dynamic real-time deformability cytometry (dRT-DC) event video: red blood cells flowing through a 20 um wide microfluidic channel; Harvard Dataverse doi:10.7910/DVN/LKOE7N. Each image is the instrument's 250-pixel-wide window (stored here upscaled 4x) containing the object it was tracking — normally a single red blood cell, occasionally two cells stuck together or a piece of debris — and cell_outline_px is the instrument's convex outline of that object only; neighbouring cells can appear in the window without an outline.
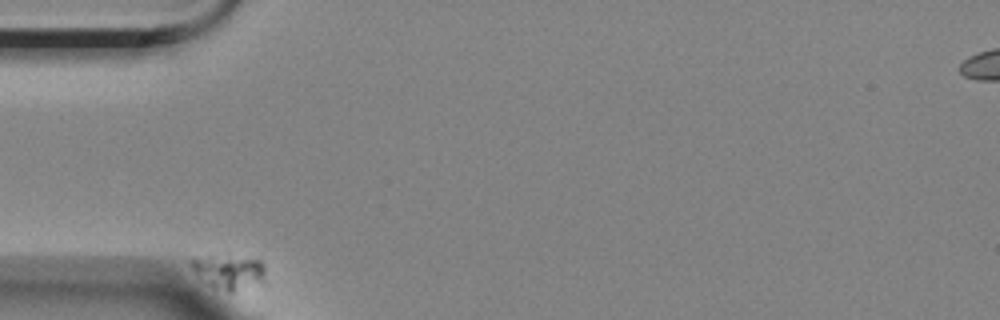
{"species": "Egyptian fruit bat (a non-hibernating species)", "species_latin": "Rousettus aegyptiacus", "temperature_condition": "room temperature", "stored_images_in_passage": 6, "camera_frame_rate_fps": 3000, "um_per_image_px": 0.085, "animal": {"sex": "female"}, "frame": {"image": 1, "passage_image": 1, "time_ms": 0.0, "image_size_px": [1000, 320], "cell_outline_px": [[264, 284], [232, 292], [228, 292], [212, 284], [196, 272], [188, 264], [188, 260], [208, 256], [212, 256], [260, 260], [264, 264]], "centroid_in_image_um": [19.53, 23.13], "position_along_channel_um": 65.5, "area_um2": 14.22}}
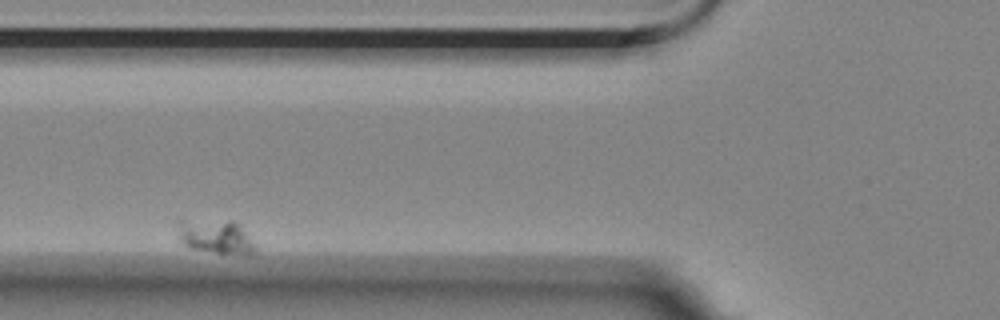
{"frame": {"image": 2, "passage_image": 3, "time_ms": 2.333, "image_size_px": [1000, 320], "cell_outline_px": [[256, 252], [252, 256], [244, 256], [188, 248], [180, 240], [176, 224], [176, 220], [232, 220], [240, 228], [256, 248]], "centroid_in_image_um": [18.29, 20.13], "position_along_channel_um": 107.5, "area_um2": 15.43}}
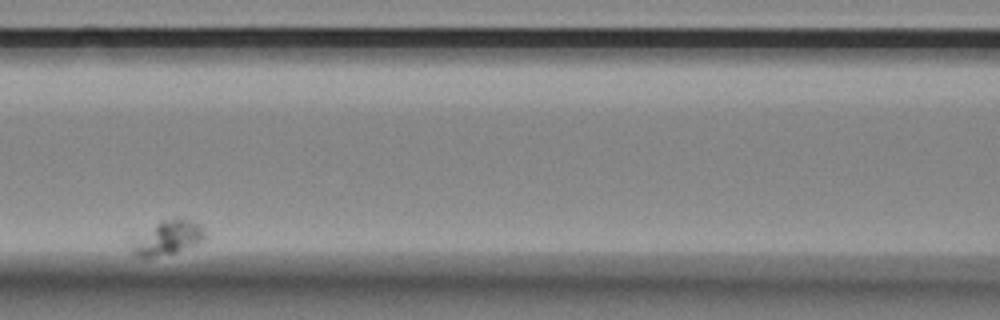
{"frame": {"image": 3, "passage_image": 5, "time_ms": 4.667, "image_size_px": [1000, 320], "cell_outline_px": [[208, 236], [200, 244], [172, 252], [152, 256], [140, 256], [132, 252], [132, 248], [160, 220], [176, 216], [200, 224], [204, 228]], "centroid_in_image_um": [14.48, 20.16], "position_along_channel_um": 152.1, "area_um2": 13.7}}